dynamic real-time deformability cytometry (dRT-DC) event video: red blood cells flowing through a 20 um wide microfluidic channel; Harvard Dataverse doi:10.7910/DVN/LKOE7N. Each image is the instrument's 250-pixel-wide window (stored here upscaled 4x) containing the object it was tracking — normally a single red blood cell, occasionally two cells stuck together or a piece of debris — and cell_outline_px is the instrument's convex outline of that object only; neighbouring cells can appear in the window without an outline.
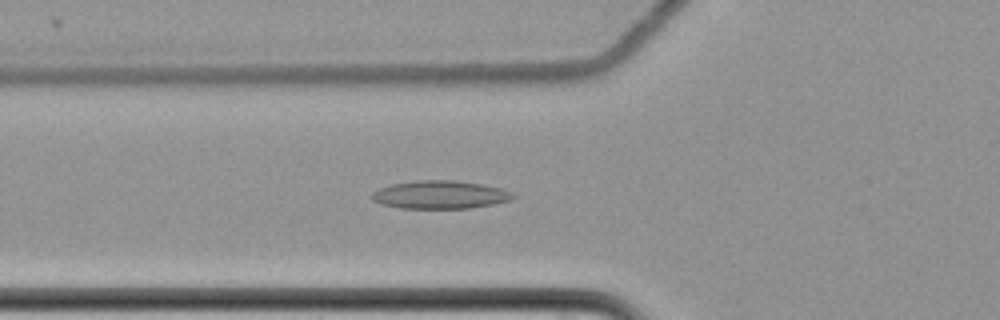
{"species": "common noctule bat (a hibernating species)", "species_latin": "Nyctalus noctula", "temperature_condition": "cold", "stored_images_in_passage": 34, "camera_frame_rate_fps": 3000, "um_per_image_px": 0.085, "animal": {"sex": "female", "body_mass_g": 22.7, "forearm_length_mm": 54.2}, "frame": {"image": 1, "passage_image": 17, "time_ms": 5.333, "image_size_px": [1000, 320], "cell_outline_px": [[516, 196], [512, 200], [496, 204], [472, 208], [400, 208], [380, 204], [372, 200], [372, 192], [380, 188], [392, 184], [416, 180], [456, 180], [480, 184], [500, 188], [512, 192]], "centroid_in_image_um": [37.43, 16.55], "position_along_channel_um": 88.4, "area_um2": 23.24}}
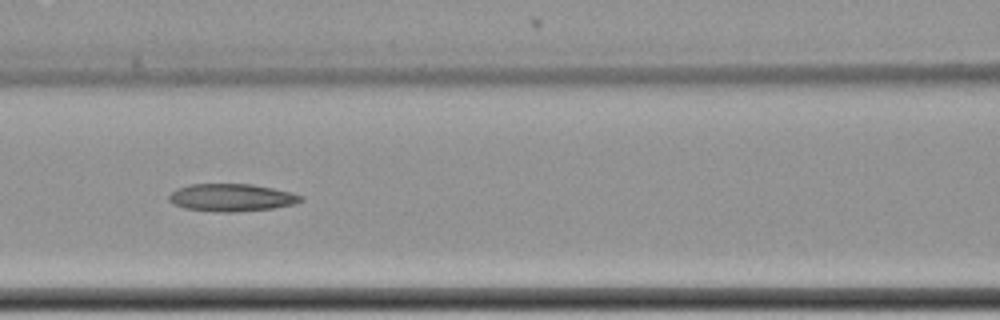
{"frame": {"image": 2, "passage_image": 22, "time_ms": 7.0, "image_size_px": [1000, 320], "cell_outline_px": [[304, 200], [296, 204], [272, 208], [236, 212], [216, 212], [184, 208], [172, 204], [168, 200], [168, 196], [176, 188], [192, 184], [252, 184], [292, 192], [304, 196]], "centroid_in_image_um": [19.69, 16.79], "position_along_channel_um": 146.9, "area_um2": 21.39}}